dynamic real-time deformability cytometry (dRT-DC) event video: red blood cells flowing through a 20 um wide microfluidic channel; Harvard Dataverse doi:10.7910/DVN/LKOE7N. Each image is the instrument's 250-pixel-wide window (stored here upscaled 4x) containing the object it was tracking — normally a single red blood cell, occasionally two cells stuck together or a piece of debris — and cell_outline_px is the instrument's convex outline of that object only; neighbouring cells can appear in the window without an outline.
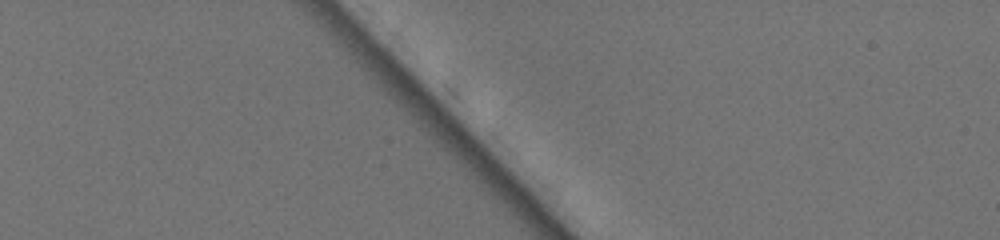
{"species": "common noctule bat (a hibernating species)", "species_latin": "Nyctalus noctula", "temperature_condition": "warm", "stored_images_in_passage": 4, "camera_frame_rate_fps": 3000, "um_per_image_px": 0.085, "animal": {"sex": "female", "body_mass_g": 19.5, "forearm_length_mm": 54.1}, "frame": {"image": 1, "passage_image": 3, "time_ms": 0.667, "image_size_px": [1000, 240], "cell_outline_px": [[600, 116], [592, 116], [556, 80], [528, 48], [528, 44], [532, 40], [536, 40], [568, 52], [592, 76], [596, 84], [600, 96]], "centroid_in_image_um": [48.36, 6.38], "position_along_channel_um": 36.6, "area_um2": 16.13}}